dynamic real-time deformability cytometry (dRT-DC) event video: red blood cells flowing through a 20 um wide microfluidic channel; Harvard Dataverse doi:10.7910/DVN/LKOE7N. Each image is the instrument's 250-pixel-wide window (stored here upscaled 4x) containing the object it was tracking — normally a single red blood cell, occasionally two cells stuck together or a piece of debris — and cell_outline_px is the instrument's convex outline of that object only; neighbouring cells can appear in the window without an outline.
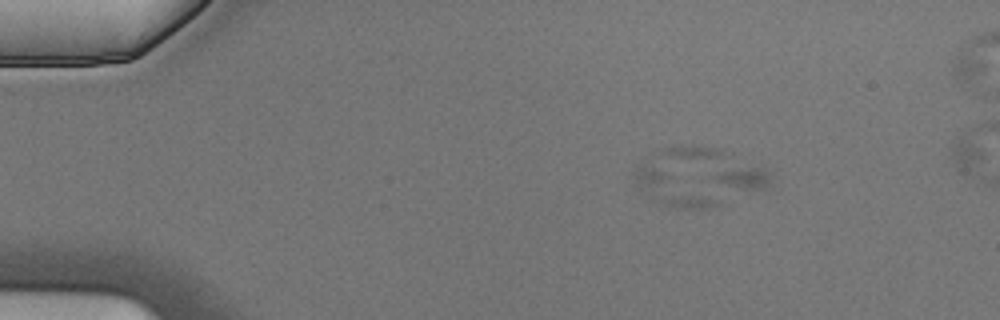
{"species": "Egyptian fruit bat (a non-hibernating species)", "species_latin": "Rousettus aegyptiacus", "temperature_condition": "cold", "stored_images_in_passage": 5, "camera_frame_rate_fps": 3000, "um_per_image_px": 0.085, "animal": {"sex": "male"}, "frame": {"image": 1, "passage_image": 3, "time_ms": 0.667, "image_size_px": [1000, 320], "cell_outline_px": [[720, 204], [716, 208], [668, 208], [652, 200], [636, 184], [632, 176], [632, 172], [644, 168], [648, 168], [664, 172], [716, 200]], "centroid_in_image_um": [57.05, 16.21], "position_along_channel_um": 28.0, "area_um2": 14.1}}